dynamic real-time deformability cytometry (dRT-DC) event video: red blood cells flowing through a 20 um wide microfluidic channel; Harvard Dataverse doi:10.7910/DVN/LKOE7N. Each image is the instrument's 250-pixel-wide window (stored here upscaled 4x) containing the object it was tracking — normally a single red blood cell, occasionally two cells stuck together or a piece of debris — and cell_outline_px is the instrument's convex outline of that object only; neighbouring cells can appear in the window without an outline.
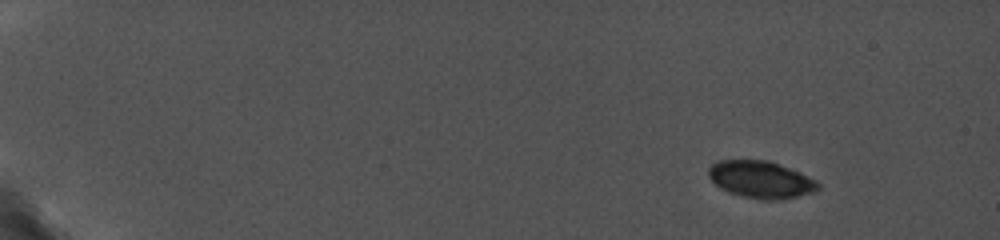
{"species": "common noctule bat (a hibernating species)", "species_latin": "Nyctalus noctula", "temperature_condition": "cold", "stored_images_in_passage": 8, "camera_frame_rate_fps": 5000, "um_per_image_px": 0.085, "animal": {"sex": "female", "body_mass_g": 19.0, "forearm_length_mm": 56.7}, "frame": {"image": 1, "passage_image": 3, "time_ms": 2.0, "image_size_px": [1000, 240], "cell_outline_px": [[820, 188], [812, 192], [780, 200], [764, 200], [744, 196], [728, 192], [720, 188], [708, 176], [708, 168], [716, 160], [768, 160], [800, 172], [816, 180], [820, 184]], "centroid_in_image_um": [64.66, 15.25], "position_along_channel_um": 20.3, "area_um2": 23.64}}
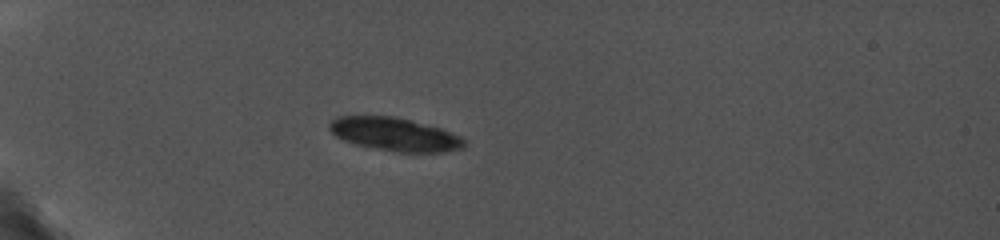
{"frame": {"image": 2, "passage_image": 7, "time_ms": 6.0, "image_size_px": [1000, 240], "cell_outline_px": [[468, 144], [464, 148], [444, 152], [400, 152], [376, 148], [356, 144], [344, 140], [336, 136], [328, 128], [328, 124], [336, 116], [392, 116], [412, 120], [440, 128], [460, 136], [468, 140]], "centroid_in_image_um": [33.6, 11.41], "position_along_channel_um": 51.4, "area_um2": 26.18}}